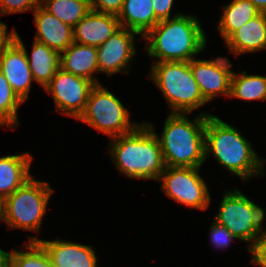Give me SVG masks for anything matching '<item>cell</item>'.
I'll use <instances>...</instances> for the list:
<instances>
[{"instance_id": "cell-2", "label": "cell", "mask_w": 266, "mask_h": 267, "mask_svg": "<svg viewBox=\"0 0 266 267\" xmlns=\"http://www.w3.org/2000/svg\"><path fill=\"white\" fill-rule=\"evenodd\" d=\"M188 115L169 113L160 136L152 124L145 122L159 141L166 167L201 168L206 161V120L213 114L201 112L194 121L189 120Z\"/></svg>"}, {"instance_id": "cell-32", "label": "cell", "mask_w": 266, "mask_h": 267, "mask_svg": "<svg viewBox=\"0 0 266 267\" xmlns=\"http://www.w3.org/2000/svg\"><path fill=\"white\" fill-rule=\"evenodd\" d=\"M7 29V24L0 20V57L16 40V30L13 28L12 31L8 33Z\"/></svg>"}, {"instance_id": "cell-30", "label": "cell", "mask_w": 266, "mask_h": 267, "mask_svg": "<svg viewBox=\"0 0 266 267\" xmlns=\"http://www.w3.org/2000/svg\"><path fill=\"white\" fill-rule=\"evenodd\" d=\"M250 254H252L251 262L255 266L266 267V231L261 234Z\"/></svg>"}, {"instance_id": "cell-19", "label": "cell", "mask_w": 266, "mask_h": 267, "mask_svg": "<svg viewBox=\"0 0 266 267\" xmlns=\"http://www.w3.org/2000/svg\"><path fill=\"white\" fill-rule=\"evenodd\" d=\"M32 160L33 156L28 152L0 157V197L3 200L32 177Z\"/></svg>"}, {"instance_id": "cell-14", "label": "cell", "mask_w": 266, "mask_h": 267, "mask_svg": "<svg viewBox=\"0 0 266 267\" xmlns=\"http://www.w3.org/2000/svg\"><path fill=\"white\" fill-rule=\"evenodd\" d=\"M0 71L23 102L29 99L34 79L26 51L16 40L0 57Z\"/></svg>"}, {"instance_id": "cell-12", "label": "cell", "mask_w": 266, "mask_h": 267, "mask_svg": "<svg viewBox=\"0 0 266 267\" xmlns=\"http://www.w3.org/2000/svg\"><path fill=\"white\" fill-rule=\"evenodd\" d=\"M135 35L133 30L120 27L104 43L97 47L99 73L112 76L116 73L129 74L132 57L136 54Z\"/></svg>"}, {"instance_id": "cell-17", "label": "cell", "mask_w": 266, "mask_h": 267, "mask_svg": "<svg viewBox=\"0 0 266 267\" xmlns=\"http://www.w3.org/2000/svg\"><path fill=\"white\" fill-rule=\"evenodd\" d=\"M225 43L235 57L266 49V13H259L246 22Z\"/></svg>"}, {"instance_id": "cell-22", "label": "cell", "mask_w": 266, "mask_h": 267, "mask_svg": "<svg viewBox=\"0 0 266 267\" xmlns=\"http://www.w3.org/2000/svg\"><path fill=\"white\" fill-rule=\"evenodd\" d=\"M222 9L223 12L217 22V29L224 41L260 13L250 0H232Z\"/></svg>"}, {"instance_id": "cell-15", "label": "cell", "mask_w": 266, "mask_h": 267, "mask_svg": "<svg viewBox=\"0 0 266 267\" xmlns=\"http://www.w3.org/2000/svg\"><path fill=\"white\" fill-rule=\"evenodd\" d=\"M120 27L117 16L91 10L73 27V40L78 44L98 47Z\"/></svg>"}, {"instance_id": "cell-34", "label": "cell", "mask_w": 266, "mask_h": 267, "mask_svg": "<svg viewBox=\"0 0 266 267\" xmlns=\"http://www.w3.org/2000/svg\"><path fill=\"white\" fill-rule=\"evenodd\" d=\"M260 13H266V0H250Z\"/></svg>"}, {"instance_id": "cell-4", "label": "cell", "mask_w": 266, "mask_h": 267, "mask_svg": "<svg viewBox=\"0 0 266 267\" xmlns=\"http://www.w3.org/2000/svg\"><path fill=\"white\" fill-rule=\"evenodd\" d=\"M110 141L107 149L119 172L131 179L158 181L166 166L159 141L145 121Z\"/></svg>"}, {"instance_id": "cell-13", "label": "cell", "mask_w": 266, "mask_h": 267, "mask_svg": "<svg viewBox=\"0 0 266 267\" xmlns=\"http://www.w3.org/2000/svg\"><path fill=\"white\" fill-rule=\"evenodd\" d=\"M56 239L41 240L29 236V241H38L42 245L53 267H97L98 258L92 246Z\"/></svg>"}, {"instance_id": "cell-31", "label": "cell", "mask_w": 266, "mask_h": 267, "mask_svg": "<svg viewBox=\"0 0 266 267\" xmlns=\"http://www.w3.org/2000/svg\"><path fill=\"white\" fill-rule=\"evenodd\" d=\"M153 1V9L155 12V17L159 20H166V19H171L174 17H177L181 15V13H176L171 15V9L173 7V2L175 0H152Z\"/></svg>"}, {"instance_id": "cell-35", "label": "cell", "mask_w": 266, "mask_h": 267, "mask_svg": "<svg viewBox=\"0 0 266 267\" xmlns=\"http://www.w3.org/2000/svg\"><path fill=\"white\" fill-rule=\"evenodd\" d=\"M4 217V200L0 197V221L3 222Z\"/></svg>"}, {"instance_id": "cell-25", "label": "cell", "mask_w": 266, "mask_h": 267, "mask_svg": "<svg viewBox=\"0 0 266 267\" xmlns=\"http://www.w3.org/2000/svg\"><path fill=\"white\" fill-rule=\"evenodd\" d=\"M24 102L12 90L11 85L0 71V126L9 128H17L19 119L17 111Z\"/></svg>"}, {"instance_id": "cell-16", "label": "cell", "mask_w": 266, "mask_h": 267, "mask_svg": "<svg viewBox=\"0 0 266 267\" xmlns=\"http://www.w3.org/2000/svg\"><path fill=\"white\" fill-rule=\"evenodd\" d=\"M33 13L37 29L34 40L47 45L60 54L74 42L71 26L61 22L41 5Z\"/></svg>"}, {"instance_id": "cell-28", "label": "cell", "mask_w": 266, "mask_h": 267, "mask_svg": "<svg viewBox=\"0 0 266 267\" xmlns=\"http://www.w3.org/2000/svg\"><path fill=\"white\" fill-rule=\"evenodd\" d=\"M210 228L211 243L218 249H225L231 245V241L236 237L223 225L213 220Z\"/></svg>"}, {"instance_id": "cell-18", "label": "cell", "mask_w": 266, "mask_h": 267, "mask_svg": "<svg viewBox=\"0 0 266 267\" xmlns=\"http://www.w3.org/2000/svg\"><path fill=\"white\" fill-rule=\"evenodd\" d=\"M60 68L100 84L93 75L99 73L97 47L73 42L60 54Z\"/></svg>"}, {"instance_id": "cell-20", "label": "cell", "mask_w": 266, "mask_h": 267, "mask_svg": "<svg viewBox=\"0 0 266 267\" xmlns=\"http://www.w3.org/2000/svg\"><path fill=\"white\" fill-rule=\"evenodd\" d=\"M16 41L24 48L27 54L29 67L35 82L43 88L52 80L57 70L60 68V53L51 49L47 45L33 41L31 56L23 44L20 36L16 35Z\"/></svg>"}, {"instance_id": "cell-1", "label": "cell", "mask_w": 266, "mask_h": 267, "mask_svg": "<svg viewBox=\"0 0 266 267\" xmlns=\"http://www.w3.org/2000/svg\"><path fill=\"white\" fill-rule=\"evenodd\" d=\"M206 159L211 154L216 162L242 180L265 176L266 159L260 158L253 145L234 126L215 115L207 116L205 127Z\"/></svg>"}, {"instance_id": "cell-21", "label": "cell", "mask_w": 266, "mask_h": 267, "mask_svg": "<svg viewBox=\"0 0 266 267\" xmlns=\"http://www.w3.org/2000/svg\"><path fill=\"white\" fill-rule=\"evenodd\" d=\"M117 17L121 27L135 31L141 38L159 22L152 0H124Z\"/></svg>"}, {"instance_id": "cell-33", "label": "cell", "mask_w": 266, "mask_h": 267, "mask_svg": "<svg viewBox=\"0 0 266 267\" xmlns=\"http://www.w3.org/2000/svg\"><path fill=\"white\" fill-rule=\"evenodd\" d=\"M12 252H6L0 249V267H12Z\"/></svg>"}, {"instance_id": "cell-27", "label": "cell", "mask_w": 266, "mask_h": 267, "mask_svg": "<svg viewBox=\"0 0 266 267\" xmlns=\"http://www.w3.org/2000/svg\"><path fill=\"white\" fill-rule=\"evenodd\" d=\"M40 0H0V16L34 11Z\"/></svg>"}, {"instance_id": "cell-6", "label": "cell", "mask_w": 266, "mask_h": 267, "mask_svg": "<svg viewBox=\"0 0 266 267\" xmlns=\"http://www.w3.org/2000/svg\"><path fill=\"white\" fill-rule=\"evenodd\" d=\"M53 191L47 182L36 180L32 176L4 199L3 222L10 229L39 233Z\"/></svg>"}, {"instance_id": "cell-26", "label": "cell", "mask_w": 266, "mask_h": 267, "mask_svg": "<svg viewBox=\"0 0 266 267\" xmlns=\"http://www.w3.org/2000/svg\"><path fill=\"white\" fill-rule=\"evenodd\" d=\"M23 246L27 252L13 250L12 267H53L48 254L38 241H26Z\"/></svg>"}, {"instance_id": "cell-29", "label": "cell", "mask_w": 266, "mask_h": 267, "mask_svg": "<svg viewBox=\"0 0 266 267\" xmlns=\"http://www.w3.org/2000/svg\"><path fill=\"white\" fill-rule=\"evenodd\" d=\"M123 3L124 0H92L91 9L96 12L118 16Z\"/></svg>"}, {"instance_id": "cell-23", "label": "cell", "mask_w": 266, "mask_h": 267, "mask_svg": "<svg viewBox=\"0 0 266 267\" xmlns=\"http://www.w3.org/2000/svg\"><path fill=\"white\" fill-rule=\"evenodd\" d=\"M245 101L266 100V76L248 75L244 70L240 74L232 73L229 98Z\"/></svg>"}, {"instance_id": "cell-3", "label": "cell", "mask_w": 266, "mask_h": 267, "mask_svg": "<svg viewBox=\"0 0 266 267\" xmlns=\"http://www.w3.org/2000/svg\"><path fill=\"white\" fill-rule=\"evenodd\" d=\"M198 17L181 14L159 21L143 38L146 53L154 62H189L205 50L206 33ZM157 58V60H156Z\"/></svg>"}, {"instance_id": "cell-10", "label": "cell", "mask_w": 266, "mask_h": 267, "mask_svg": "<svg viewBox=\"0 0 266 267\" xmlns=\"http://www.w3.org/2000/svg\"><path fill=\"white\" fill-rule=\"evenodd\" d=\"M94 85L89 79L59 68L44 90L52 96L59 113L77 120L85 110Z\"/></svg>"}, {"instance_id": "cell-11", "label": "cell", "mask_w": 266, "mask_h": 267, "mask_svg": "<svg viewBox=\"0 0 266 267\" xmlns=\"http://www.w3.org/2000/svg\"><path fill=\"white\" fill-rule=\"evenodd\" d=\"M193 78L198 84L200 93L206 102L221 95L230 96L233 64L227 57L189 61Z\"/></svg>"}, {"instance_id": "cell-9", "label": "cell", "mask_w": 266, "mask_h": 267, "mask_svg": "<svg viewBox=\"0 0 266 267\" xmlns=\"http://www.w3.org/2000/svg\"><path fill=\"white\" fill-rule=\"evenodd\" d=\"M200 168L165 167L158 179L161 189L171 199L189 208L206 210L211 197Z\"/></svg>"}, {"instance_id": "cell-24", "label": "cell", "mask_w": 266, "mask_h": 267, "mask_svg": "<svg viewBox=\"0 0 266 267\" xmlns=\"http://www.w3.org/2000/svg\"><path fill=\"white\" fill-rule=\"evenodd\" d=\"M40 5L72 28L92 10L83 0H40Z\"/></svg>"}, {"instance_id": "cell-7", "label": "cell", "mask_w": 266, "mask_h": 267, "mask_svg": "<svg viewBox=\"0 0 266 267\" xmlns=\"http://www.w3.org/2000/svg\"><path fill=\"white\" fill-rule=\"evenodd\" d=\"M214 221L225 226L239 241H245L251 251L264 232L265 211L247 198L240 190L234 189L223 194Z\"/></svg>"}, {"instance_id": "cell-8", "label": "cell", "mask_w": 266, "mask_h": 267, "mask_svg": "<svg viewBox=\"0 0 266 267\" xmlns=\"http://www.w3.org/2000/svg\"><path fill=\"white\" fill-rule=\"evenodd\" d=\"M79 120L111 139L127 134L141 124L130 120L128 109L101 83L95 84L90 90L85 110L77 121Z\"/></svg>"}, {"instance_id": "cell-5", "label": "cell", "mask_w": 266, "mask_h": 267, "mask_svg": "<svg viewBox=\"0 0 266 267\" xmlns=\"http://www.w3.org/2000/svg\"><path fill=\"white\" fill-rule=\"evenodd\" d=\"M149 76L163 93L170 113L190 114L207 103L193 78L189 62H154Z\"/></svg>"}, {"instance_id": "cell-36", "label": "cell", "mask_w": 266, "mask_h": 267, "mask_svg": "<svg viewBox=\"0 0 266 267\" xmlns=\"http://www.w3.org/2000/svg\"><path fill=\"white\" fill-rule=\"evenodd\" d=\"M85 2H88L91 5L92 0H83Z\"/></svg>"}]
</instances>
